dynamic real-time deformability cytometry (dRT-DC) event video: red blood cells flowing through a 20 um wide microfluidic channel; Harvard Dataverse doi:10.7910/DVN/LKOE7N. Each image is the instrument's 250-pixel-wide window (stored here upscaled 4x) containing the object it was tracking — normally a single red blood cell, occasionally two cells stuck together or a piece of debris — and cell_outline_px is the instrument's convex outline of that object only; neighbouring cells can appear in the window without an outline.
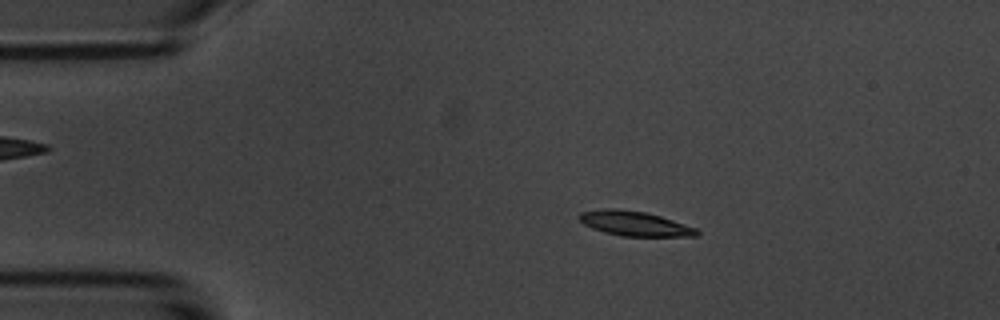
{"species": "common noctule bat (a hibernating species)", "species_latin": "Nyctalus noctula", "temperature_condition": "room temperature", "stored_images_in_passage": 8, "camera_frame_rate_fps": 3000, "um_per_image_px": 0.085, "animal": {"sex": "male", "body_mass_g": 20.1, "forearm_length_mm": 53.5}, "frame": {"image": 1, "passage_image": 2, "time_ms": 1.333, "image_size_px": [1000, 320], "cell_outline_px": [[700, 232], [696, 236], [620, 236], [604, 232], [592, 228], [584, 224], [576, 216], [580, 212], [604, 208], [612, 208], [644, 212], [660, 216], [696, 228]], "centroid_in_image_um": [53.89, 19.0], "position_along_channel_um": 31.1, "area_um2": 16.82}}
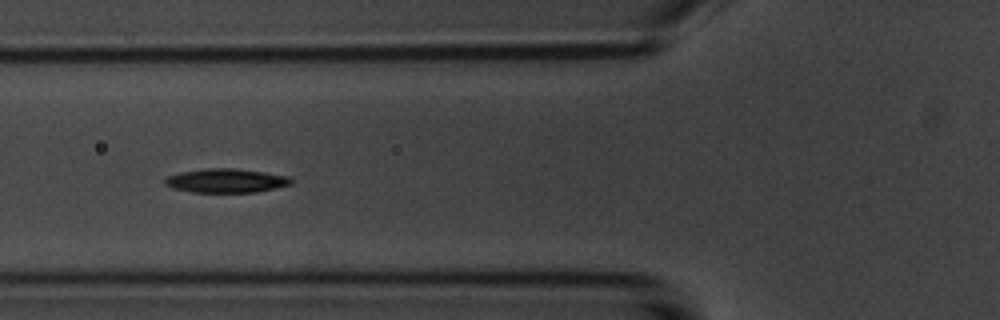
{"frame": {"image": 2, "passage_image": 5, "time_ms": 4.667, "image_size_px": [1000, 320], "cell_outline_px": [[296, 180], [292, 184], [276, 188], [256, 192], [192, 192], [172, 188], [164, 184], [164, 180], [168, 176], [180, 172], [208, 168], [232, 168], [264, 172], [288, 176]], "centroid_in_image_um": [19.25, 15.36], "position_along_channel_um": 106.6, "area_um2": 17.69}}
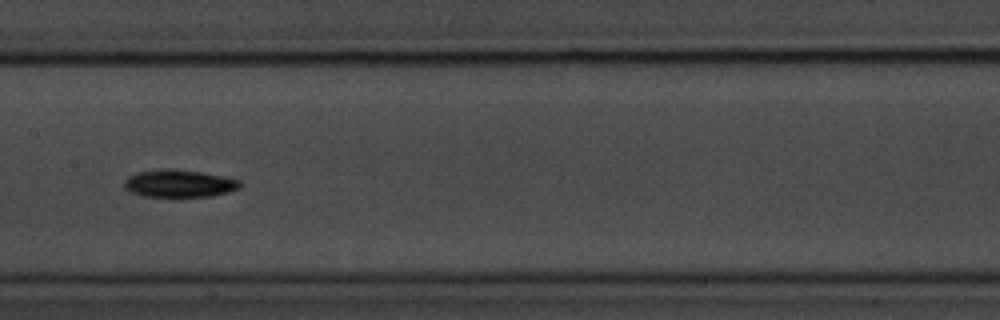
{"frame": {"image": 3, "passage_image": 7, "time_ms": 7.0, "image_size_px": [1000, 320], "cell_outline_px": [[244, 184], [240, 188], [228, 192], [212, 196], [144, 196], [132, 192], [124, 188], [124, 180], [128, 176], [136, 172], [164, 168], [168, 168], [200, 172], [240, 180]], "centroid_in_image_um": [15.22, 15.59], "position_along_channel_um": 192.2, "area_um2": 18.5}}